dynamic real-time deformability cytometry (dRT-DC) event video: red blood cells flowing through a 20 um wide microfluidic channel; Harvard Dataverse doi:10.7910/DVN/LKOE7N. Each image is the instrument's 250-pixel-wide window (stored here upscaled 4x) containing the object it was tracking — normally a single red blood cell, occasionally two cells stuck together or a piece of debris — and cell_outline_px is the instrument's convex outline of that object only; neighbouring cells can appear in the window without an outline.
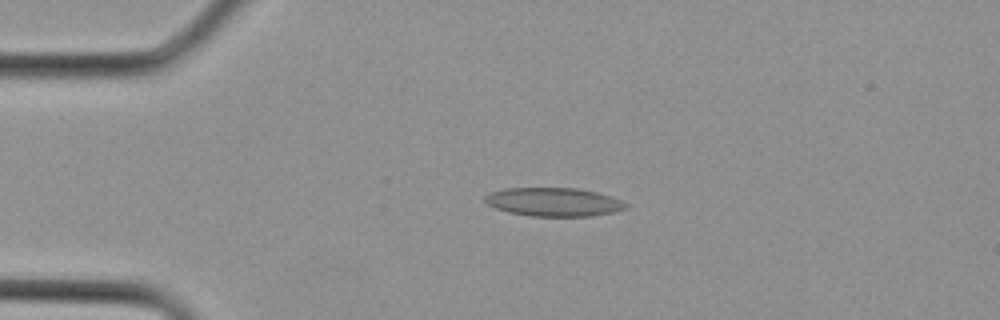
{"species": "Egyptian fruit bat (a non-hibernating species)", "species_latin": "Rousettus aegyptiacus", "temperature_condition": "cold", "stored_images_in_passage": 4, "camera_frame_rate_fps": 3000, "um_per_image_px": 0.085, "animal": {"sex": "female"}, "frame": {"image": 1, "passage_image": 4, "time_ms": 1.0, "image_size_px": [1000, 320], "cell_outline_px": [[628, 208], [612, 212], [592, 216], [528, 216], [508, 212], [496, 208], [488, 204], [484, 200], [484, 196], [492, 192], [504, 188], [576, 188], [596, 192], [612, 196], [628, 204]], "centroid_in_image_um": [47.07, 17.17], "position_along_channel_um": 37.9, "area_um2": 23.47}}